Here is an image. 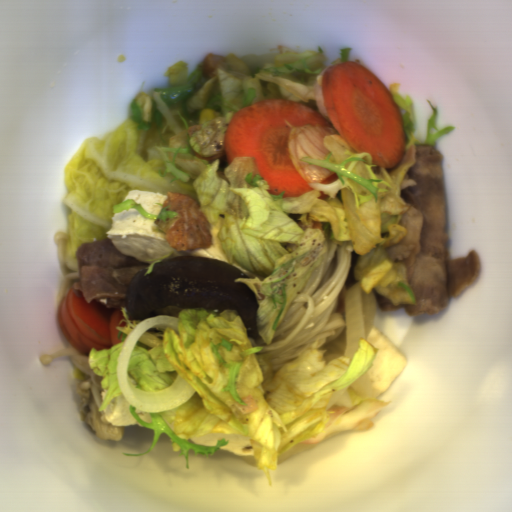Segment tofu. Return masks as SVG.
Wrapping results in <instances>:
<instances>
[{
    "mask_svg": "<svg viewBox=\"0 0 512 512\" xmlns=\"http://www.w3.org/2000/svg\"><path fill=\"white\" fill-rule=\"evenodd\" d=\"M168 196L151 191V190H129L121 202L126 200H134L138 205H141L145 212L152 215H159L161 212V206L164 205L165 200ZM120 202V203H121Z\"/></svg>",
    "mask_w": 512,
    "mask_h": 512,
    "instance_id": "5",
    "label": "tofu"
},
{
    "mask_svg": "<svg viewBox=\"0 0 512 512\" xmlns=\"http://www.w3.org/2000/svg\"><path fill=\"white\" fill-rule=\"evenodd\" d=\"M220 439L227 440L228 445L220 447L219 450H226L242 456H255L249 438L234 433L207 432L202 436L190 437L188 442L201 446L214 447Z\"/></svg>",
    "mask_w": 512,
    "mask_h": 512,
    "instance_id": "4",
    "label": "tofu"
},
{
    "mask_svg": "<svg viewBox=\"0 0 512 512\" xmlns=\"http://www.w3.org/2000/svg\"><path fill=\"white\" fill-rule=\"evenodd\" d=\"M376 355L369 370L352 385L357 396L365 400L382 397L408 364L404 352L375 326L367 339Z\"/></svg>",
    "mask_w": 512,
    "mask_h": 512,
    "instance_id": "2",
    "label": "tofu"
},
{
    "mask_svg": "<svg viewBox=\"0 0 512 512\" xmlns=\"http://www.w3.org/2000/svg\"><path fill=\"white\" fill-rule=\"evenodd\" d=\"M155 222L156 220L145 218L132 207L128 211L115 213L105 234L120 252L137 258L141 262L173 253L172 259L175 257H198L220 260L253 278L252 272L243 269L238 263H229L224 257L217 237L219 225L209 222L206 224L211 235L209 247L176 250L169 245L165 233L157 227Z\"/></svg>",
    "mask_w": 512,
    "mask_h": 512,
    "instance_id": "1",
    "label": "tofu"
},
{
    "mask_svg": "<svg viewBox=\"0 0 512 512\" xmlns=\"http://www.w3.org/2000/svg\"><path fill=\"white\" fill-rule=\"evenodd\" d=\"M130 405L135 408L138 417L142 421L152 424L150 413H147L132 405L124 398L122 393L118 397L114 398L111 402H109L105 409L102 410V422L120 427L128 425L142 426L139 421L132 416L130 412Z\"/></svg>",
    "mask_w": 512,
    "mask_h": 512,
    "instance_id": "3",
    "label": "tofu"
}]
</instances>
